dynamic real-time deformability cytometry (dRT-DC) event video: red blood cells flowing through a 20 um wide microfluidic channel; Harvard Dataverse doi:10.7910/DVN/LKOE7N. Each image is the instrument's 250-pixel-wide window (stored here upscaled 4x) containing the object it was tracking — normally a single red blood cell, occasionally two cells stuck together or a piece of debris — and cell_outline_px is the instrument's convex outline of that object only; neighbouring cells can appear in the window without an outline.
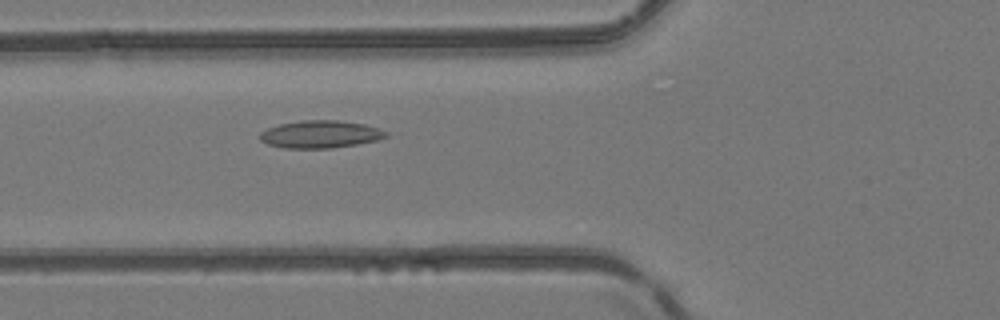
{"species": "common noctule bat (a hibernating species)", "species_latin": "Nyctalus noctula", "temperature_condition": "room temperature", "stored_images_in_passage": 36, "camera_frame_rate_fps": 3000, "um_per_image_px": 0.085, "animal": {"sex": "female", "body_mass_g": 24.6, "forearm_length_mm": 56.2}, "frame": {"image": 1, "passage_image": 5, "time_ms": 1.333, "image_size_px": [1000, 320], "cell_outline_px": [[388, 136], [380, 140], [332, 148], [284, 148], [268, 144], [260, 140], [260, 132], [268, 128], [280, 124], [300, 120], [336, 120], [364, 124], [388, 132]], "centroid_in_image_um": [27.23, 11.41], "position_along_channel_um": 98.6, "area_um2": 20.17}}
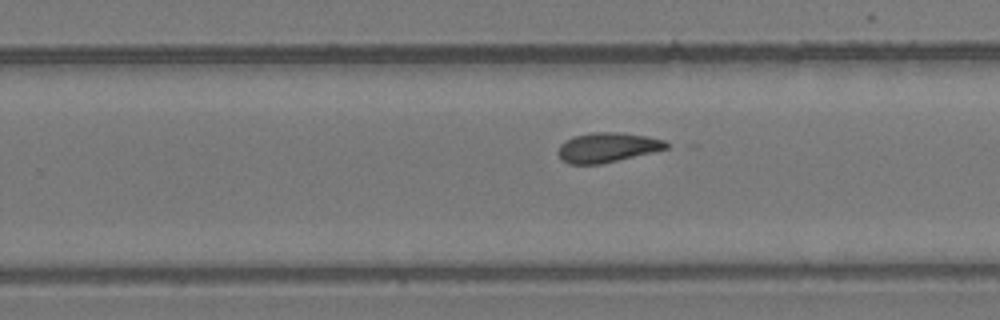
{"frame": {"image": 2, "passage_image": 18, "time_ms": 5.667, "image_size_px": [1000, 320], "cell_outline_px": [[672, 144], [668, 148], [652, 152], [600, 164], [568, 164], [560, 160], [556, 152], [560, 144], [572, 136], [592, 132], [620, 132], [648, 136], [664, 140]], "centroid_in_image_um": [51.59, 12.52], "position_along_channel_um": 278.2, "area_um2": 18.96}}
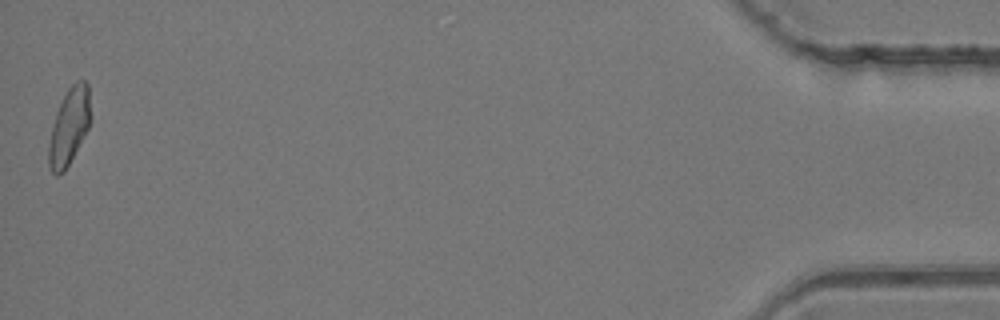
{"frame": {"image": 3, "passage_image": 36, "time_ms": 11.667, "image_size_px": [1000, 320], "cell_outline_px": [[92, 116], [88, 128], [64, 172], [56, 176], [52, 172], [48, 164], [48, 144], [52, 124], [56, 112], [68, 88], [76, 80], [84, 80], [88, 84]], "centroid_in_image_um": [5.88, 10.73], "position_along_channel_um": 429.3, "area_um2": 18.79}, "authors_computed_cell_mechanics": {"area_um2": 18.6405, "velocity_mm_per_s": 4.1398, "shape_relaxation_time_tau1_ms": null, "shape_relaxation_time_tau2_ms": 3.7122, "deformation_change_tau1": null, "deformation_change_tau2": 0.1093}}